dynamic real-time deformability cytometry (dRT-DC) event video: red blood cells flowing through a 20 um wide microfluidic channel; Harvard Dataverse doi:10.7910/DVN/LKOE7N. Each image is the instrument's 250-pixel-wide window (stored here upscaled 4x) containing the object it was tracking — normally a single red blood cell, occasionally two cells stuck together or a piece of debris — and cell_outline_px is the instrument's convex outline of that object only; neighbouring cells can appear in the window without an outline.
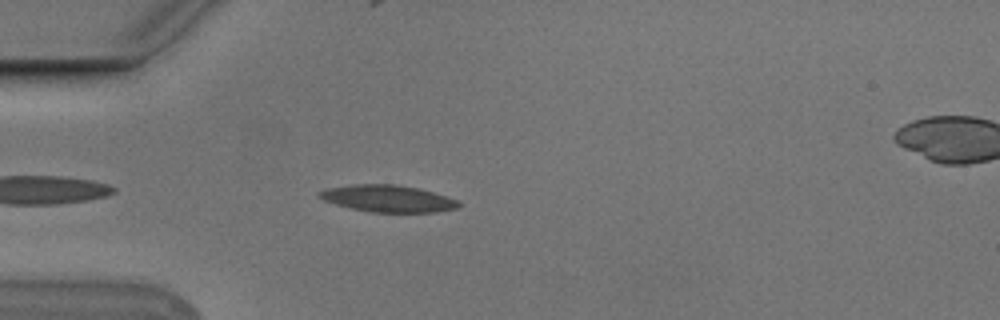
{"species": "Egyptian fruit bat (a non-hibernating species)", "species_latin": "Rousettus aegyptiacus", "temperature_condition": "cold", "stored_images_in_passage": 43, "camera_frame_rate_fps": 3000, "um_per_image_px": 0.085, "animal": {"sex": "male"}, "frame": {"image": 1, "passage_image": 4, "time_ms": 1.0, "image_size_px": [1000, 320], "cell_outline_px": [[460, 204], [456, 208], [436, 212], [368, 212], [336, 204], [324, 200], [316, 196], [316, 192], [328, 188], [352, 184], [396, 184], [416, 188], [432, 192], [456, 200]], "centroid_in_image_um": [32.9, 16.87], "position_along_channel_um": 52.1, "area_um2": 21.62}}
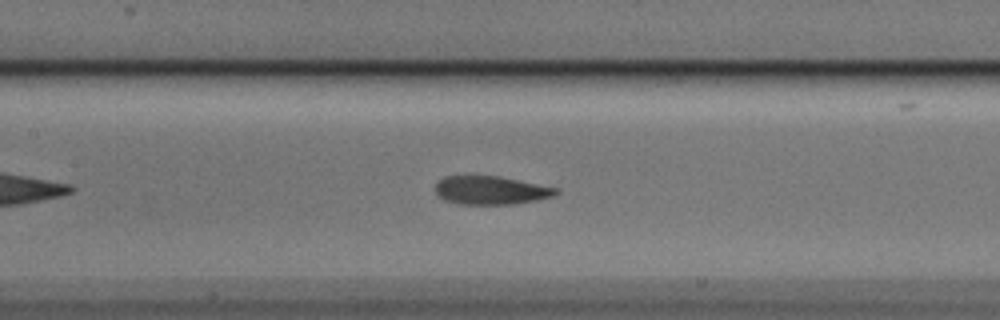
{"frame": {"image": 2, "passage_image": 14, "time_ms": 4.333, "image_size_px": [1000, 320], "cell_outline_px": [[560, 192], [552, 196], [536, 200], [512, 204], [460, 204], [444, 200], [436, 196], [436, 184], [444, 176], [500, 176], [560, 188]], "centroid_in_image_um": [41.73, 16.17], "position_along_channel_um": 165.7, "area_um2": 20.06}}
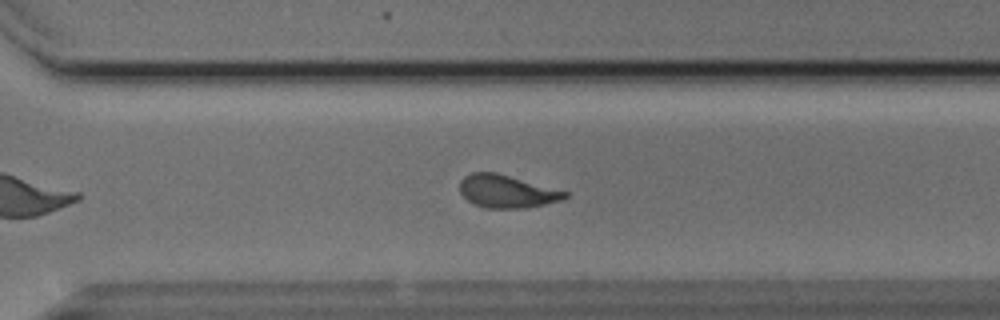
{"frame": {"image": 3, "passage_image": 27, "time_ms": 8.667, "image_size_px": [1000, 320], "cell_outline_px": [[568, 196], [560, 200], [528, 208], [484, 208], [472, 204], [460, 192], [460, 180], [464, 176], [472, 172], [496, 172], [568, 192]], "centroid_in_image_um": [43.04, 16.27], "position_along_channel_um": 327.6, "area_um2": 20.06}, "authors_computed_cell_mechanics": {"area_um2": 20.5768, "velocity_mm_per_s": 3.7459, "shape_relaxation_time_tau1_ms": 5.0162, "shape_relaxation_time_tau2_ms": 2.0701, "deformation_change_tau1": 0.1929, "deformation_change_tau2": 0.0987}}